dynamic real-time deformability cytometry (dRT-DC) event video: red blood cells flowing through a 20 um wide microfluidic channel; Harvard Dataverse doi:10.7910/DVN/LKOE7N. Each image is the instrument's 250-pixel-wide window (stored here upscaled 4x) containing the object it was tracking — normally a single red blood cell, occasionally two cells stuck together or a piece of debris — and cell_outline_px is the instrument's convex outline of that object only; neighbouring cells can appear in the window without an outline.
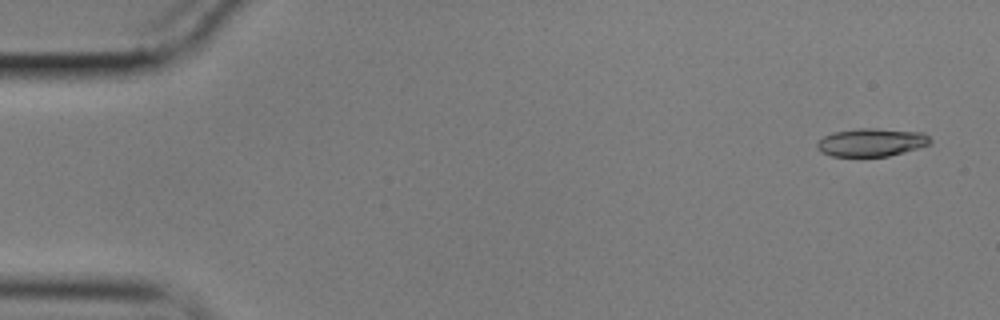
{"species": "common noctule bat (a hibernating species)", "species_latin": "Nyctalus noctula", "temperature_condition": "cold", "stored_images_in_passage": 11, "camera_frame_rate_fps": 3000, "um_per_image_px": 0.085, "animal": {"sex": "male", "body_mass_g": 17.9}, "frame": {"image": 1, "passage_image": 1, "time_ms": 0.0, "image_size_px": [1000, 320], "cell_outline_px": [[932, 140], [928, 144], [904, 152], [888, 156], [832, 156], [820, 152], [816, 148], [816, 144], [824, 136], [832, 132], [856, 128], [876, 128], [924, 132]], "centroid_in_image_um": [74.04, 12.09], "position_along_channel_um": 11.0, "area_um2": 18.55}}